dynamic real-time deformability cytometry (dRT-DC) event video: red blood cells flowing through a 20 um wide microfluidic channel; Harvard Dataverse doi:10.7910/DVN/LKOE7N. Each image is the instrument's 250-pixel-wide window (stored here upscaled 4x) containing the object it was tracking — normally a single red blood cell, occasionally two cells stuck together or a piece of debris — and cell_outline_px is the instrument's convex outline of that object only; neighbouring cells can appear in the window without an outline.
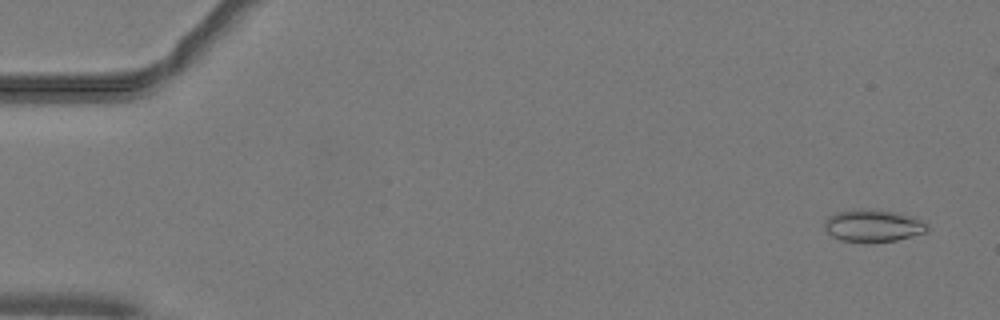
{"species": "common noctule bat (a hibernating species)", "species_latin": "Nyctalus noctula", "temperature_condition": "warm", "stored_images_in_passage": 53, "camera_frame_rate_fps": 3000, "um_per_image_px": 0.085, "animal": {"sex": "male", "body_mass_g": 19.2, "forearm_length_mm": 51.8}, "frame": {"image": 1, "passage_image": 3, "time_ms": 0.667, "image_size_px": [1000, 320], "cell_outline_px": [[928, 232], [896, 240], [840, 240], [832, 236], [824, 228], [824, 220], [828, 216], [836, 212], [864, 208], [896, 212], [912, 216], [928, 224]], "centroid_in_image_um": [74.21, 19.15], "position_along_channel_um": 10.8, "area_um2": 18.96}}
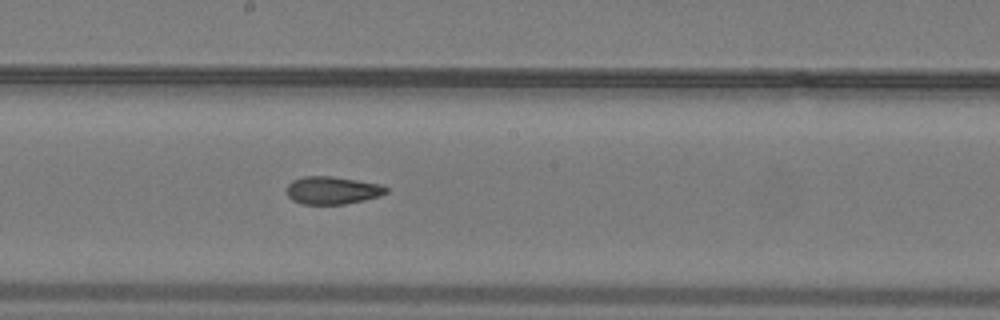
{"frame": {"image": 2, "passage_image": 29, "time_ms": 9.333, "image_size_px": [1000, 320], "cell_outline_px": [[388, 192], [380, 196], [364, 200], [344, 204], [304, 204], [292, 200], [288, 196], [288, 184], [292, 180], [304, 176], [332, 176], [380, 184], [388, 188]], "centroid_in_image_um": [28.26, 16.17], "position_along_channel_um": 219.9, "area_um2": 16.01}}
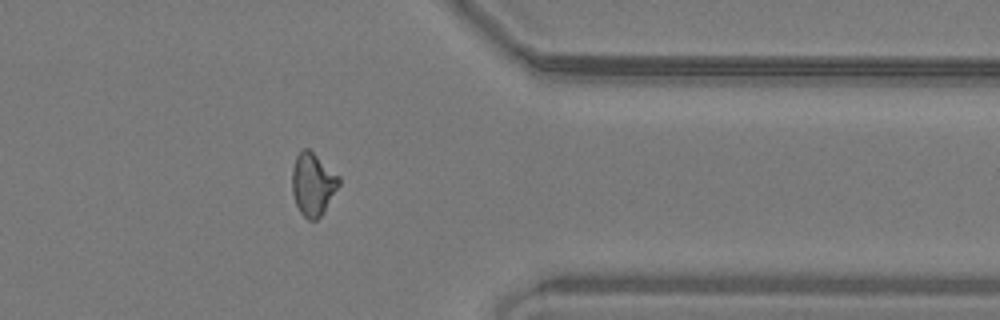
{"frame": {"image": 3, "passage_image": 42, "time_ms": 13.667, "image_size_px": [1000, 320], "cell_outline_px": [[340, 184], [324, 212], [316, 220], [308, 220], [300, 212], [296, 204], [292, 192], [292, 168], [296, 156], [304, 148], [308, 148], [340, 176]], "centroid_in_image_um": [26.6, 15.66], "position_along_channel_um": 384.8, "area_um2": 17.11}, "authors_computed_cell_mechanics": {"area_um2": 17.1088, "velocity_mm_per_s": 4.0729, "shape_relaxation_time_tau1_ms": null, "shape_relaxation_time_tau2_ms": 2.2513, "deformation_change_tau1": null, "deformation_change_tau2": 0.0922}}